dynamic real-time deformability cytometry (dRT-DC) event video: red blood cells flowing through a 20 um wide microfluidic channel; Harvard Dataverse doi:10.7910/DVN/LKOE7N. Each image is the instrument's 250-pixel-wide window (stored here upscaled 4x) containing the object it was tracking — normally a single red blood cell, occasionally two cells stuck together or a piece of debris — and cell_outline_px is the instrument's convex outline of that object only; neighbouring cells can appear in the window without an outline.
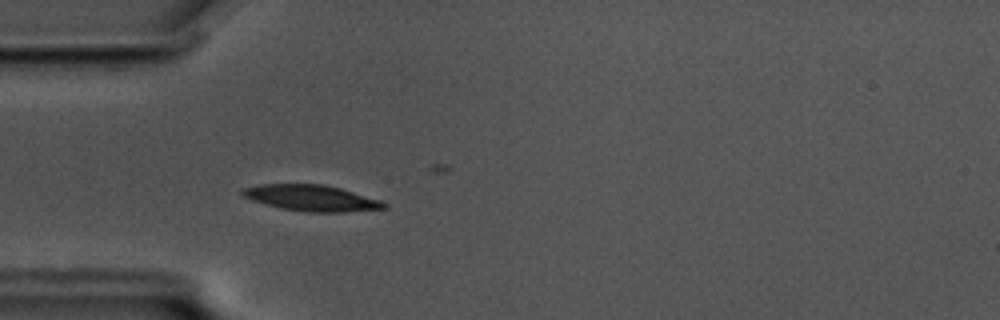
{"species": "common noctule bat (a hibernating species)", "species_latin": "Nyctalus noctula", "temperature_condition": "cold", "stored_images_in_passage": 57, "camera_frame_rate_fps": 3000, "um_per_image_px": 0.085, "animal": {"sex": "male", "body_mass_g": 17.5, "forearm_length_mm": 52.3}, "frame": {"image": 1, "passage_image": 16, "time_ms": 5.0, "image_size_px": [1000, 320], "cell_outline_px": [[388, 204], [384, 208], [344, 212], [308, 212], [280, 208], [252, 200], [240, 196], [240, 192], [244, 188], [260, 184], [324, 184], [340, 188], [380, 200]], "centroid_in_image_um": [26.43, 16.83], "position_along_channel_um": 58.6, "area_um2": 21.39}}
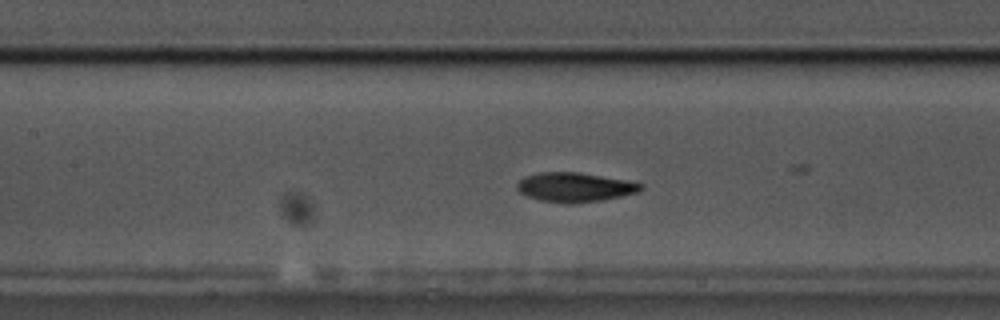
{"frame": {"image": 2, "passage_image": 25, "time_ms": 8.0, "image_size_px": [1000, 320], "cell_outline_px": [[644, 188], [640, 192], [600, 200], [576, 204], [568, 204], [540, 200], [528, 196], [520, 192], [516, 188], [516, 184], [524, 176], [540, 172], [576, 172], [624, 180], [644, 184]], "centroid_in_image_um": [48.84, 15.92], "position_along_channel_um": 158.6, "area_um2": 21.1}}
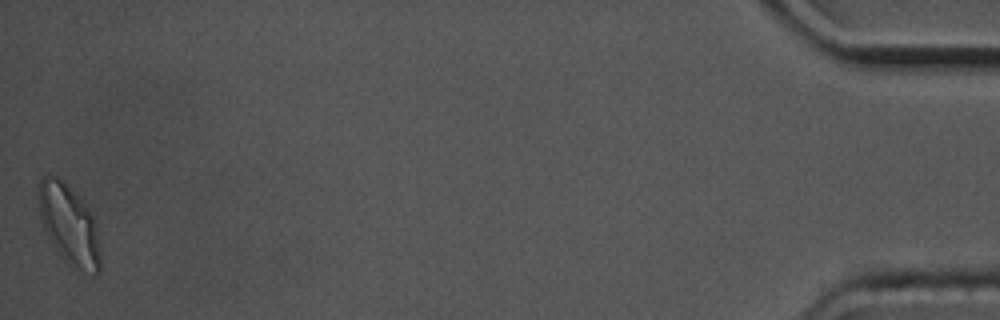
{"frame": {"image": 3, "passage_image": 57, "time_ms": 18.667, "image_size_px": [1000, 320], "cell_outline_px": [[100, 272], [92, 276], [72, 268], [64, 260], [56, 248], [44, 228], [40, 216], [36, 184], [44, 176], [56, 176], [80, 196], [84, 200], [96, 220], [100, 240]], "centroid_in_image_um": [5.91, 19.12], "position_along_channel_um": 429.3, "area_um2": 29.42}, "authors_computed_cell_mechanics": {"area_um2": 20.4034, "velocity_mm_per_s": 3.4413, "shape_relaxation_time_tau1_ms": 2.9672, "shape_relaxation_time_tau2_ms": 0.9082, "deformation_change_tau1": 0.1357, "deformation_change_tau2": 0.0442}}